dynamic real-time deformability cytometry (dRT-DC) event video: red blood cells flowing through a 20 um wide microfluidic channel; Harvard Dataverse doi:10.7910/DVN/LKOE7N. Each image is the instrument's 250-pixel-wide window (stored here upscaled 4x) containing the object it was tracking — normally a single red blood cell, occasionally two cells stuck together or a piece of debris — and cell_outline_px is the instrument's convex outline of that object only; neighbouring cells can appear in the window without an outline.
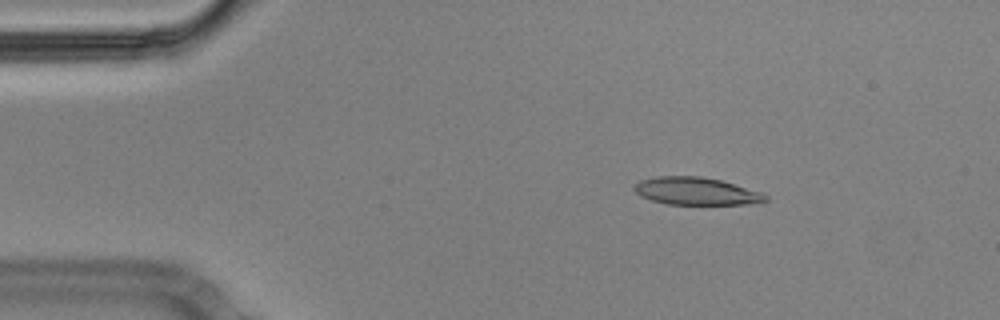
{"species": "Egyptian fruit bat (a non-hibernating species)", "species_latin": "Rousettus aegyptiacus", "temperature_condition": "cold", "stored_images_in_passage": 48, "camera_frame_rate_fps": 3000, "um_per_image_px": 0.085, "animal": {"sex": "male"}, "frame": {"image": 1, "passage_image": 1, "time_ms": 0.0, "image_size_px": [1000, 320], "cell_outline_px": [[768, 200], [752, 204], [664, 204], [640, 196], [632, 188], [640, 180], [656, 176], [704, 176], [720, 180], [760, 192], [768, 196]], "centroid_in_image_um": [59.14, 16.25], "position_along_channel_um": 25.9, "area_um2": 21.04}}
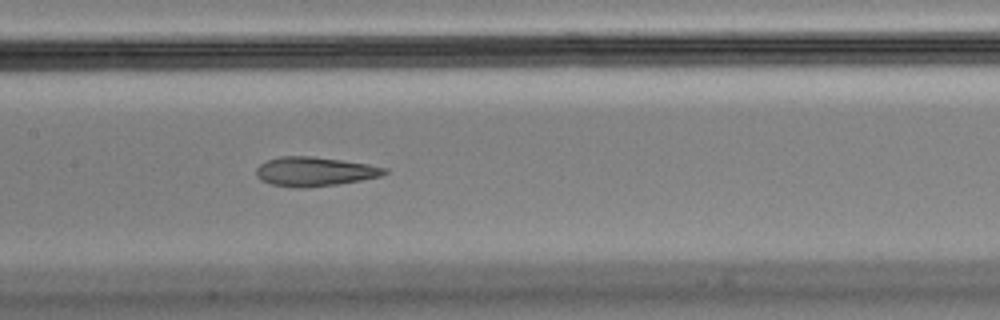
{"frame": {"image": 2, "passage_image": 19, "time_ms": 6.0, "image_size_px": [1000, 320], "cell_outline_px": [[388, 172], [380, 176], [360, 180], [336, 184], [304, 188], [296, 188], [272, 184], [260, 180], [256, 176], [256, 168], [260, 164], [268, 160], [280, 156], [312, 156], [368, 164], [388, 168]], "centroid_in_image_um": [26.72, 14.58], "position_along_channel_um": 180.7, "area_um2": 21.73}}
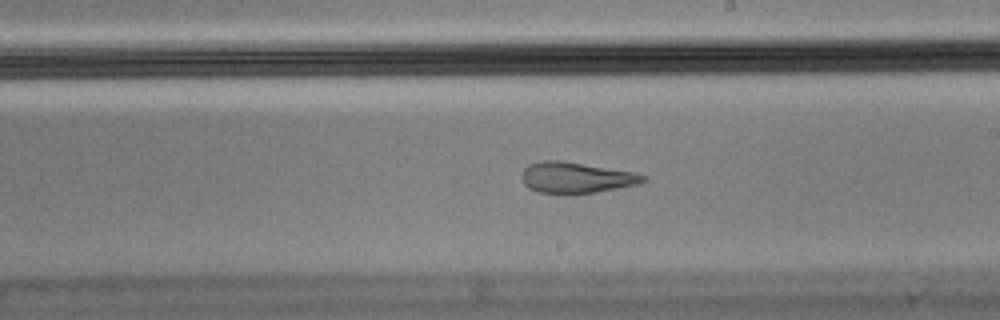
{"frame": {"image": 3, "passage_image": 24, "time_ms": 7.667, "image_size_px": [1000, 320], "cell_outline_px": [[648, 180], [636, 184], [596, 192], [572, 196], [564, 196], [540, 192], [528, 188], [524, 184], [520, 176], [524, 168], [528, 164], [540, 160], [560, 160], [632, 172], [648, 176]], "centroid_in_image_um": [48.9, 15.12], "position_along_channel_um": 240.1, "area_um2": 22.37}, "authors_computed_cell_mechanics": {"area_um2": 22.8021, "velocity_mm_per_s": 3.5879, "shape_relaxation_time_tau1_ms": null, "shape_relaxation_time_tau2_ms": 2.3502, "deformation_change_tau1": null, "deformation_change_tau2": 0.1083}}